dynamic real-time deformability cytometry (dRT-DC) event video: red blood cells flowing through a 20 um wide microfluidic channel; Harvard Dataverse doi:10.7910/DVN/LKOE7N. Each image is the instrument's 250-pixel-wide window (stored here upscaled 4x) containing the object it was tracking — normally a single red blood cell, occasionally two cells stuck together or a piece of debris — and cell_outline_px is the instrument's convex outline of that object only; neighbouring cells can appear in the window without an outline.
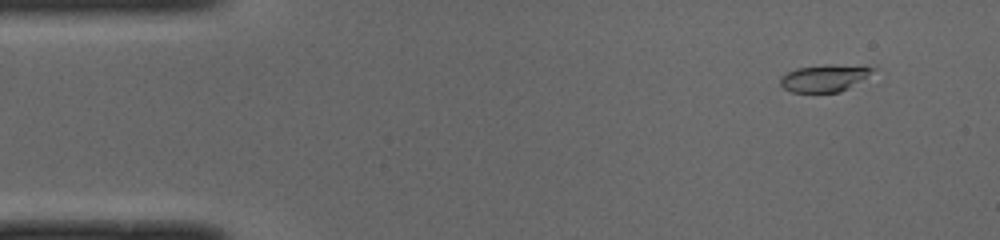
{"species": "common noctule bat (a hibernating species)", "species_latin": "Nyctalus noctula", "temperature_condition": "cold", "stored_images_in_passage": 48, "camera_frame_rate_fps": 3000, "um_per_image_px": 0.085, "animal": {"sex": "male", "body_mass_g": 19.0, "forearm_length_mm": 50.8}, "frame": {"image": 1, "passage_image": 2, "time_ms": 0.333, "image_size_px": [1000, 240], "cell_outline_px": [[876, 68], [840, 92], [792, 92], [784, 88], [780, 84], [780, 80], [788, 72], [796, 68], [828, 64], [832, 64]], "centroid_in_image_um": [69.97, 6.64], "position_along_channel_um": 15.0, "area_um2": 13.87}}
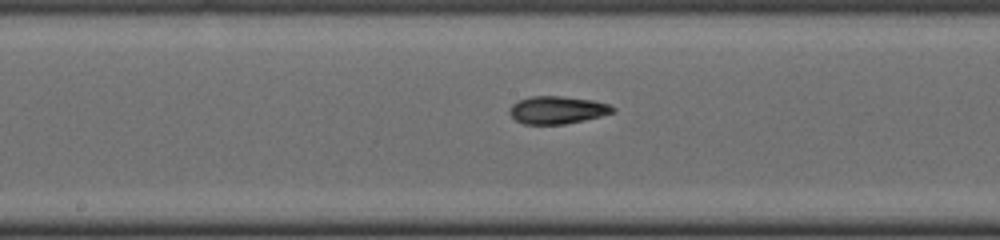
{"frame": {"image": 2, "passage_image": 23, "time_ms": 7.333, "image_size_px": [1000, 240], "cell_outline_px": [[616, 112], [584, 120], [564, 124], [524, 124], [516, 120], [508, 112], [508, 108], [512, 104], [520, 100], [532, 96], [560, 96], [592, 100], [608, 104], [616, 108]], "centroid_in_image_um": [47.37, 9.35], "position_along_channel_um": 200.8, "area_um2": 16.59}}
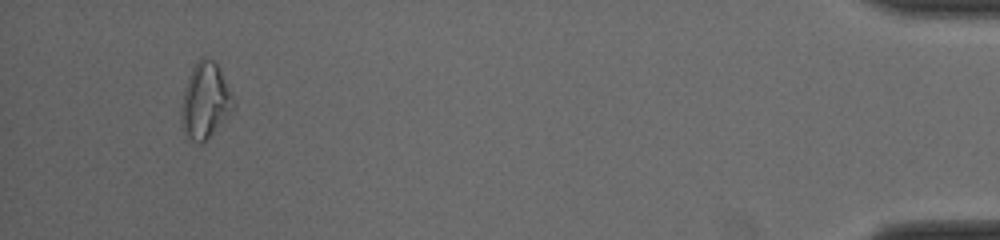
{"frame": {"image": 3, "passage_image": 45, "time_ms": 14.667, "image_size_px": [1000, 240], "cell_outline_px": [[232, 112], [200, 144], [184, 136], [180, 120], [180, 108], [184, 88], [196, 60], [200, 56], [204, 56], [216, 60], [232, 96]], "centroid_in_image_um": [17.39, 8.53], "position_along_channel_um": 417.8, "area_um2": 22.89}, "authors_computed_cell_mechanics": {"area_um2": 16.6175, "velocity_mm_per_s": 4.0044, "shape_relaxation_time_tau1_ms": 3.7316, "shape_relaxation_time_tau2_ms": 2.0023, "deformation_change_tau1": 0.1542, "deformation_change_tau2": 0.0811}}